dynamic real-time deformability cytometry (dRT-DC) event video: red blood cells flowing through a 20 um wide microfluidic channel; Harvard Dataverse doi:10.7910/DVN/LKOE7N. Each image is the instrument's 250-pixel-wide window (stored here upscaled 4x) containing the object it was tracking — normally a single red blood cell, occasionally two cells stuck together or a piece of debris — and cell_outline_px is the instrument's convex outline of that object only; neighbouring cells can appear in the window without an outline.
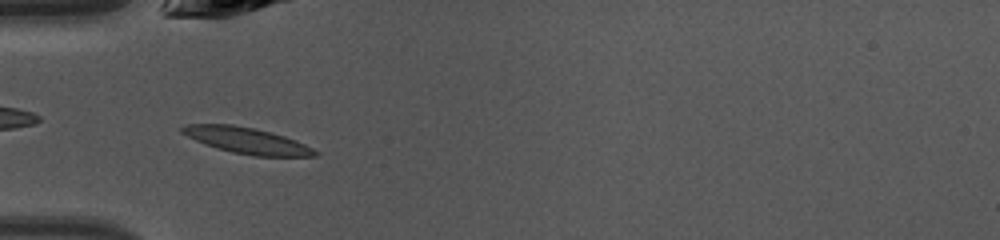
{"species": "common noctule bat (a hibernating species)", "species_latin": "Nyctalus noctula", "temperature_condition": "warm", "stored_images_in_passage": 25, "camera_frame_rate_fps": 3000, "um_per_image_px": 0.085, "animal": {"sex": "female", "body_mass_g": 10.0, "forearm_length_mm": 53.1}, "frame": {"image": 1, "passage_image": 5, "time_ms": 1.333, "image_size_px": [1000, 240], "cell_outline_px": [[320, 152], [316, 156], [252, 156], [232, 152], [216, 148], [204, 144], [180, 132], [180, 128], [184, 124], [232, 124], [252, 128], [284, 136], [296, 140]], "centroid_in_image_um": [20.96, 11.95], "position_along_channel_um": 64.0, "area_um2": 20.11}}
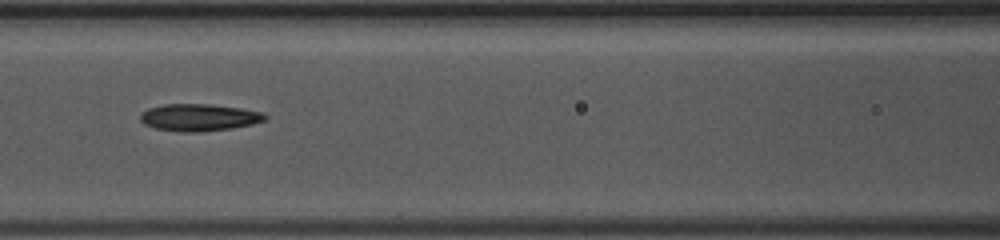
{"frame": {"image": 2, "passage_image": 11, "time_ms": 3.333, "image_size_px": [1000, 240], "cell_outline_px": [[268, 116], [264, 120], [252, 124], [232, 128], [200, 132], [180, 132], [156, 128], [144, 124], [140, 120], [140, 116], [148, 108], [164, 104], [208, 104], [240, 108], [260, 112]], "centroid_in_image_um": [16.9, 9.98], "position_along_channel_um": 149.7, "area_um2": 19.54}}
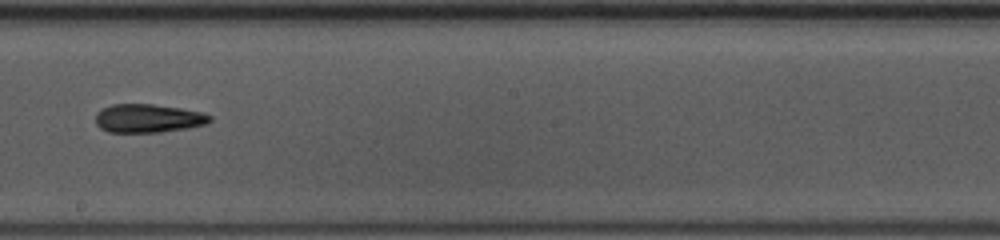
{"frame": {"image": 3, "passage_image": 17, "time_ms": 5.333, "image_size_px": [1000, 240], "cell_outline_px": [[212, 120], [208, 124], [160, 132], [108, 132], [100, 128], [96, 124], [96, 112], [112, 104], [152, 104], [180, 108], [204, 112], [212, 116]], "centroid_in_image_um": [12.61, 10.05], "position_along_channel_um": 235.6, "area_um2": 19.02}}